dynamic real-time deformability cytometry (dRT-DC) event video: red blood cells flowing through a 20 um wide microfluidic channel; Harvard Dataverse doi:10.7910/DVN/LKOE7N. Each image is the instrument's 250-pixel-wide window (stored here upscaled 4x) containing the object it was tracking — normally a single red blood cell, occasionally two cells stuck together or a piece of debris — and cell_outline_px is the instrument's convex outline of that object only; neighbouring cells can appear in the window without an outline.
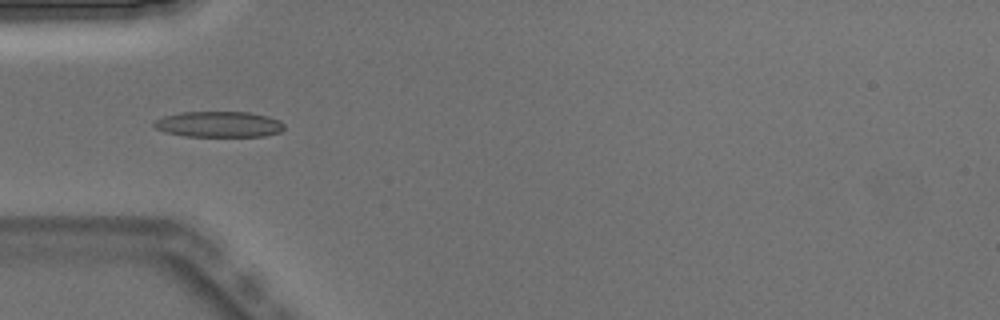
{"species": "Egyptian fruit bat (a non-hibernating species)", "species_latin": "Rousettus aegyptiacus", "temperature_condition": "warm", "stored_images_in_passage": 4, "camera_frame_rate_fps": 3000, "um_per_image_px": 0.085, "animal": {"sex": "male"}, "frame": {"image": 1, "passage_image": 3, "time_ms": 0.667, "image_size_px": [1000, 320], "cell_outline_px": [[284, 128], [280, 132], [264, 136], [184, 136], [164, 132], [156, 128], [152, 124], [156, 120], [164, 116], [180, 112], [252, 112], [268, 116], [280, 120], [284, 124]], "centroid_in_image_um": [18.62, 10.56], "position_along_channel_um": 66.4, "area_um2": 19.65}}